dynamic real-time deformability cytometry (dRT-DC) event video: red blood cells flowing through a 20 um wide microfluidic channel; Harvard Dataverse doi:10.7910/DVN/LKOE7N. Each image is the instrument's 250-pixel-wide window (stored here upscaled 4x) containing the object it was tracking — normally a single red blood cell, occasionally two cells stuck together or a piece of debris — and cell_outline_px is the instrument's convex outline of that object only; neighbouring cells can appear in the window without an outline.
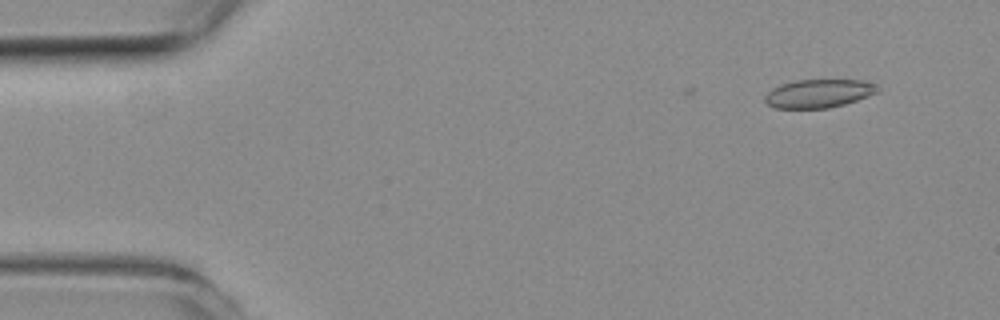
{"species": "common noctule bat (a hibernating species)", "species_latin": "Nyctalus noctula", "temperature_condition": "room temperature", "stored_images_in_passage": 5, "camera_frame_rate_fps": 3000, "um_per_image_px": 0.085, "animal": {"sex": "female", "body_mass_g": 19.3, "forearm_length_mm": 54.1}, "frame": {"image": 1, "passage_image": 2, "time_ms": 0.333, "image_size_px": [1000, 320], "cell_outline_px": [[880, 92], [844, 104], [828, 108], [776, 108], [768, 104], [764, 100], [764, 96], [772, 88], [796, 80], [864, 80], [876, 84], [880, 88]], "centroid_in_image_um": [69.63, 7.94], "position_along_channel_um": 15.4, "area_um2": 18.61}}